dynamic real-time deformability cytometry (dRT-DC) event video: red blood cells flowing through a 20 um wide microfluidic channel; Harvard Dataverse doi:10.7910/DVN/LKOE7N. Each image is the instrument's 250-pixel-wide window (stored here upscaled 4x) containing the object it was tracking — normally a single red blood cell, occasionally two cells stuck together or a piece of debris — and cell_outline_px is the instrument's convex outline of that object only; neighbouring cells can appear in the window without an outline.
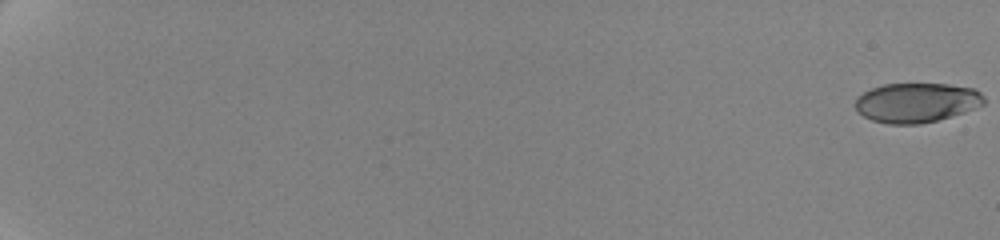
{"species": "human", "species_latin": "Homo sapiens", "temperature_condition": "cold", "stored_images_in_passage": 10, "camera_frame_rate_fps": 3000, "um_per_image_px": 0.085, "donor": {"sex": "female"}, "frame": {"image": 1, "passage_image": 1, "time_ms": 0.0, "image_size_px": [1000, 240], "cell_outline_px": [[984, 104], [964, 112], [936, 120], [920, 124], [888, 124], [872, 120], [864, 116], [856, 108], [856, 100], [864, 92], [872, 88], [884, 84], [948, 84], [972, 88], [980, 92], [984, 96]], "centroid_in_image_um": [77.92, 8.72], "position_along_channel_um": 7.1, "area_um2": 29.36}}